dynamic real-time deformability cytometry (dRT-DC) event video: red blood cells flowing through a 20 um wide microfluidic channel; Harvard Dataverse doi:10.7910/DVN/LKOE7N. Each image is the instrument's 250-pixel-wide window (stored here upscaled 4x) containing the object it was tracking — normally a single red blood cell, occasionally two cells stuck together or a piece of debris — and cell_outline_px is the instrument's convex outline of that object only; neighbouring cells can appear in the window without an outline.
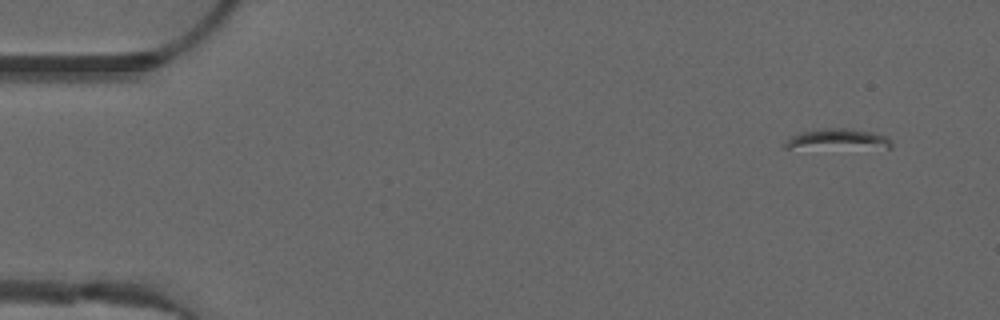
{"species": "common noctule bat (a hibernating species)", "species_latin": "Nyctalus noctula", "temperature_condition": "warm", "stored_images_in_passage": 48, "camera_frame_rate_fps": 3000, "um_per_image_px": 0.085, "animal": {"sex": "male", "forearm_length_mm": 52.5}, "frame": {"image": 1, "passage_image": 1, "time_ms": 0.0, "image_size_px": [1000, 320], "cell_outline_px": [[892, 148], [784, 148], [784, 144], [792, 136], [800, 132], [820, 128], [844, 128], [872, 132], [888, 136], [892, 140]], "centroid_in_image_um": [71.26, 11.84], "position_along_channel_um": 13.7, "area_um2": 12.89}}
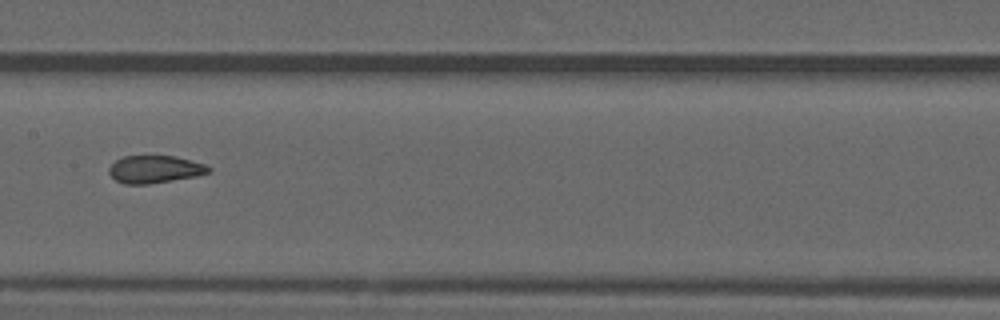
{"frame": {"image": 2, "passage_image": 23, "time_ms": 7.333, "image_size_px": [1000, 320], "cell_outline_px": [[212, 168], [208, 172], [196, 176], [148, 184], [124, 184], [116, 180], [108, 172], [108, 168], [116, 160], [124, 156], [176, 156], [204, 164]], "centroid_in_image_um": [13.14, 14.39], "position_along_channel_um": 194.3, "area_um2": 15.84}}
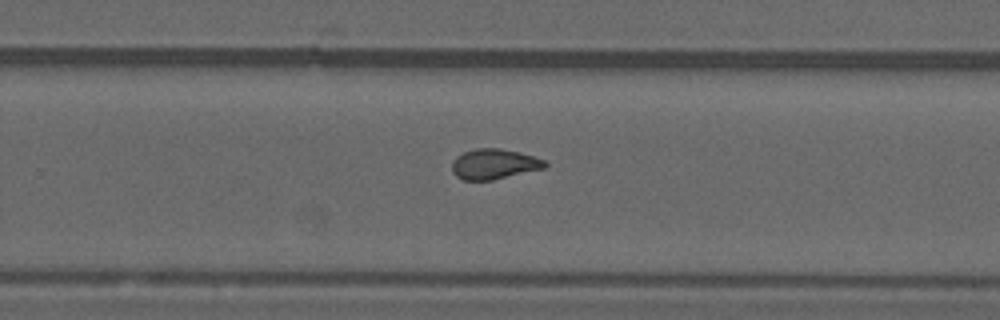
{"frame": {"image": 3, "passage_image": 30, "time_ms": 9.667, "image_size_px": [1000, 320], "cell_outline_px": [[548, 164], [544, 168], [492, 180], [464, 180], [456, 176], [452, 172], [452, 160], [456, 156], [464, 152], [476, 148], [500, 148], [532, 156], [544, 160]], "centroid_in_image_um": [41.95, 13.95], "position_along_channel_um": 287.8, "area_um2": 16.24}, "authors_computed_cell_mechanics": {"area_um2": 16.9065, "velocity_mm_per_s": 4.0341, "shape_relaxation_time_tau1_ms": null, "shape_relaxation_time_tau2_ms": 0.9087, "deformation_change_tau1": null, "deformation_change_tau2": 0.0608}}